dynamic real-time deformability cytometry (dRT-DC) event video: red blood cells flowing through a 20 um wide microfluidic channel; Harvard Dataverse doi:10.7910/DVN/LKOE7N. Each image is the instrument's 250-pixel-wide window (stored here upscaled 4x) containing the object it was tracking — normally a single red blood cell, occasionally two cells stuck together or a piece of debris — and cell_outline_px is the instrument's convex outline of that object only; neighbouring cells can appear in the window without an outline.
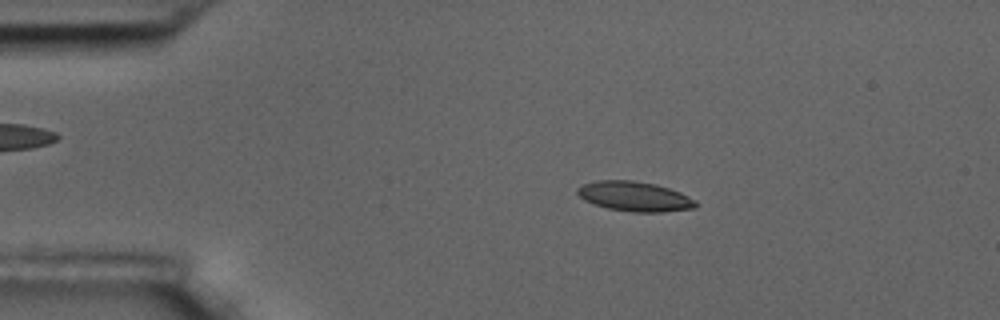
{"species": "common noctule bat (a hibernating species)", "species_latin": "Nyctalus noctula", "temperature_condition": "room temperature", "stored_images_in_passage": 56, "camera_frame_rate_fps": 3000, "um_per_image_px": 0.085, "animal": {"sex": "male", "body_mass_g": 17.5, "forearm_length_mm": 52.3}, "frame": {"image": 1, "passage_image": 11, "time_ms": 3.333, "image_size_px": [1000, 320], "cell_outline_px": [[696, 208], [660, 212], [632, 212], [608, 208], [584, 200], [576, 192], [576, 188], [584, 184], [596, 180], [632, 180], [656, 184], [680, 192], [696, 200]], "centroid_in_image_um": [53.94, 16.69], "position_along_channel_um": 31.1, "area_um2": 20.46}}
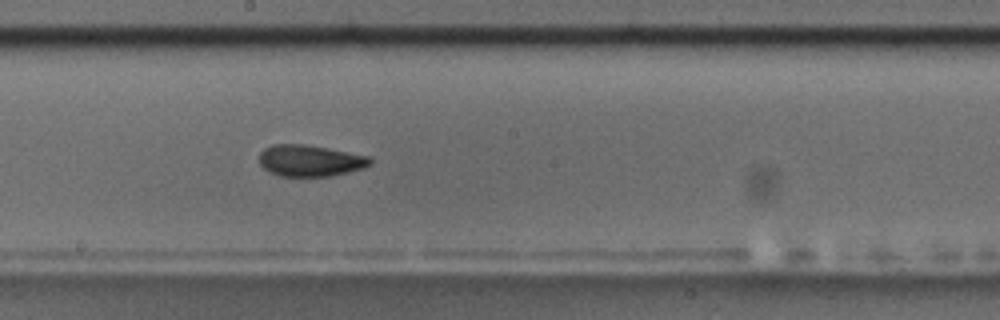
{"frame": {"image": 2, "passage_image": 31, "time_ms": 10.0, "image_size_px": [1000, 320], "cell_outline_px": [[372, 164], [364, 168], [332, 176], [280, 176], [264, 168], [260, 164], [260, 152], [264, 148], [272, 144], [304, 144], [328, 148], [368, 156], [372, 160]], "centroid_in_image_um": [26.37, 13.65], "position_along_channel_um": 221.8, "area_um2": 20.29}}
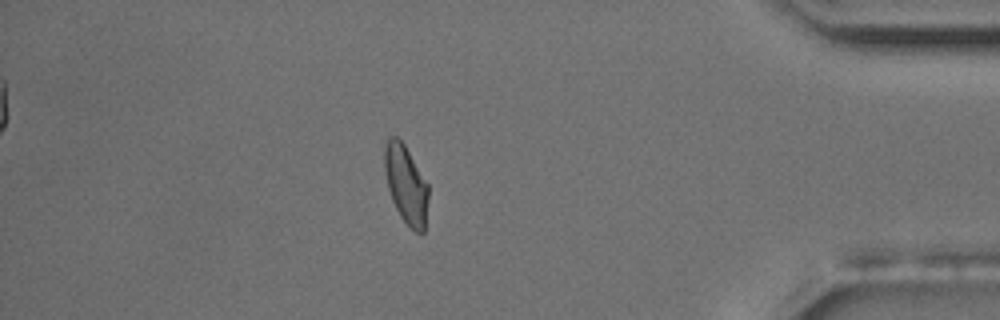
{"frame": {"image": 3, "passage_image": 49, "time_ms": 16.0, "image_size_px": [1000, 320], "cell_outline_px": [[428, 200], [424, 232], [420, 236], [400, 216], [392, 200], [388, 188], [384, 168], [384, 144], [392, 136], [396, 136], [404, 144], [428, 184]], "centroid_in_image_um": [34.51, 15.68], "position_along_channel_um": 400.7, "area_um2": 19.88}, "authors_computed_cell_mechanics": {"area_um2": 20.2011, "velocity_mm_per_s": 3.62, "shape_relaxation_time_tau1_ms": 9.2118, "shape_relaxation_time_tau2_ms": 2.0385, "deformation_change_tau1": 0.193, "deformation_change_tau2": 0.0668}}